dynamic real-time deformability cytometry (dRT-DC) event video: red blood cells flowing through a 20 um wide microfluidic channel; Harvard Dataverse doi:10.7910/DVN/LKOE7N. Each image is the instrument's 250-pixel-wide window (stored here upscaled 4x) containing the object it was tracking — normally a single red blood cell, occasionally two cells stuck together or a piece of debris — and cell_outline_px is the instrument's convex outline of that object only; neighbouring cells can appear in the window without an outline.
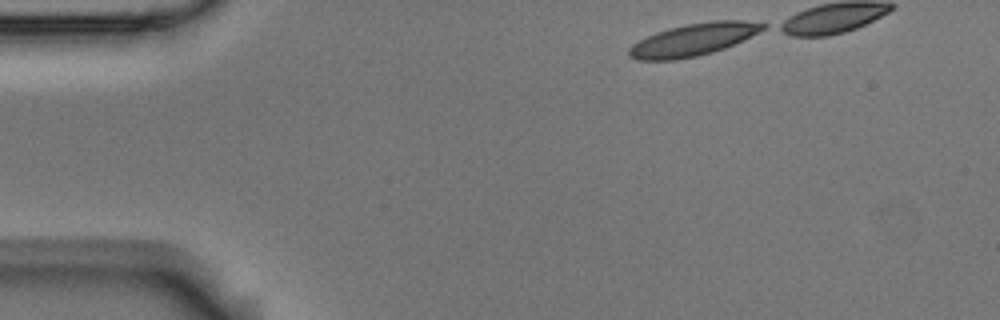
{"species": "Egyptian fruit bat (a non-hibernating species)", "species_latin": "Rousettus aegyptiacus", "temperature_condition": "room temperature", "stored_images_in_passage": 4, "camera_frame_rate_fps": 3000, "um_per_image_px": 0.085, "animal": {"sex": "male"}, "frame": {"image": 1, "passage_image": 1, "time_ms": 0.0, "image_size_px": [1000, 320], "cell_outline_px": [[768, 24], [764, 28], [724, 48], [712, 52], [696, 56], [676, 60], [636, 60], [628, 56], [628, 48], [632, 44], [656, 32], [688, 24], [712, 20], [744, 20]], "centroid_in_image_um": [58.87, 3.38], "position_along_channel_um": 26.1, "area_um2": 24.74}}